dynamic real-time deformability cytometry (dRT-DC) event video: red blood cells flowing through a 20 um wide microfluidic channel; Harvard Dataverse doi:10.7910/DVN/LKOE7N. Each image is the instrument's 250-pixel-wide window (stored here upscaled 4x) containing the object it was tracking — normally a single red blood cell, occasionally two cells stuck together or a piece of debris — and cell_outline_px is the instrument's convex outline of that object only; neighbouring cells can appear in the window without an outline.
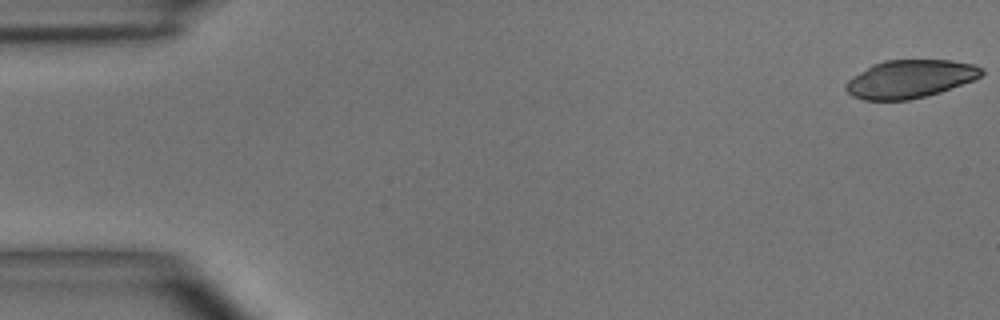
{"species": "common noctule bat (a hibernating species)", "species_latin": "Nyctalus noctula", "temperature_condition": "room temperature", "stored_images_in_passage": 5, "camera_frame_rate_fps": 3000, "um_per_image_px": 0.085, "animal": {"sex": "male", "body_mass_g": 15.6}, "frame": {"image": 1, "passage_image": 1, "time_ms": 0.0, "image_size_px": [1000, 320], "cell_outline_px": [[984, 72], [980, 76], [972, 80], [940, 92], [908, 100], [864, 100], [852, 96], [844, 88], [844, 84], [852, 76], [872, 64], [884, 60], [952, 60], [972, 64], [984, 68]], "centroid_in_image_um": [77.31, 6.7], "position_along_channel_um": 7.7, "area_um2": 30.06}}